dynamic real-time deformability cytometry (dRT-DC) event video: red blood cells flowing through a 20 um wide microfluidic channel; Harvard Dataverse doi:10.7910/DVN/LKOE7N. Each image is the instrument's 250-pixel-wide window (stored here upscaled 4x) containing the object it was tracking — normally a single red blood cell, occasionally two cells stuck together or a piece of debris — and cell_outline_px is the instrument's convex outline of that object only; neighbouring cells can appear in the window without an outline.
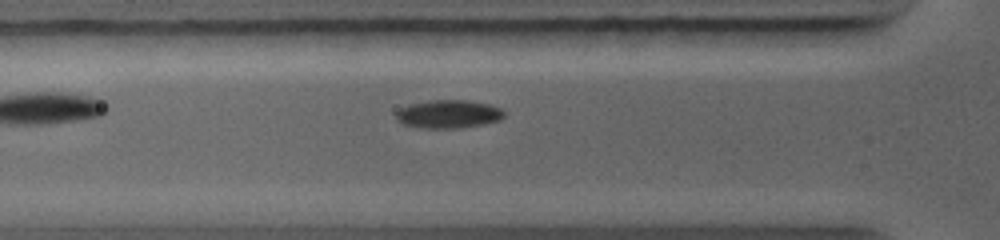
{"species": "common noctule bat (a hibernating species)", "species_latin": "Nyctalus noctula", "temperature_condition": "warm", "stored_images_in_passage": 4, "camera_frame_rate_fps": 5000, "um_per_image_px": 0.085, "animal": {"sex": "female", "body_mass_g": 19.0, "forearm_length_mm": 56.7}, "frame": {"image": 1, "passage_image": 4, "time_ms": 2.0, "image_size_px": [1000, 240], "cell_outline_px": [[504, 116], [500, 120], [480, 124], [452, 128], [428, 128], [404, 124], [396, 116], [396, 112], [400, 108], [408, 104], [428, 100], [468, 100], [488, 104], [500, 108], [504, 112]], "centroid_in_image_um": [38.11, 9.67], "position_along_channel_um": 87.7, "area_um2": 17.46}}